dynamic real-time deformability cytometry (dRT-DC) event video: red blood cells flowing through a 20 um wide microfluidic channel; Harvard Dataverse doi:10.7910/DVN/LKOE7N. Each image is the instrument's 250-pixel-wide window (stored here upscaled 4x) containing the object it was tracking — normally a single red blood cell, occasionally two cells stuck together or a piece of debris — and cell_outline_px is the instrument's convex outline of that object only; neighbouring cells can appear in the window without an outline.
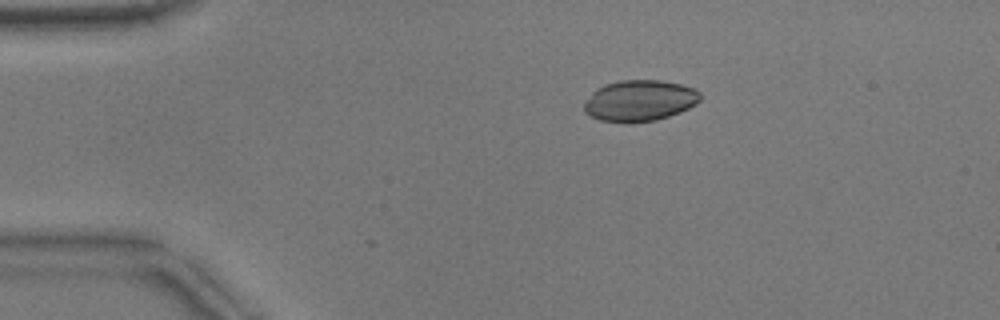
{"species": "common noctule bat (a hibernating species)", "species_latin": "Nyctalus noctula", "temperature_condition": "warm", "stored_images_in_passage": 35, "camera_frame_rate_fps": 3000, "um_per_image_px": 0.085, "animal": {"sex": "male", "body_mass_g": 17.9}, "frame": {"image": 1, "passage_image": 1, "time_ms": 0.0, "image_size_px": [1000, 320], "cell_outline_px": [[700, 100], [696, 104], [680, 112], [656, 120], [628, 124], [600, 120], [584, 112], [584, 104], [592, 92], [596, 88], [604, 84], [620, 80], [660, 80], [680, 84], [692, 88], [700, 92]], "centroid_in_image_um": [54.35, 8.56], "position_along_channel_um": 30.7, "area_um2": 27.98}}
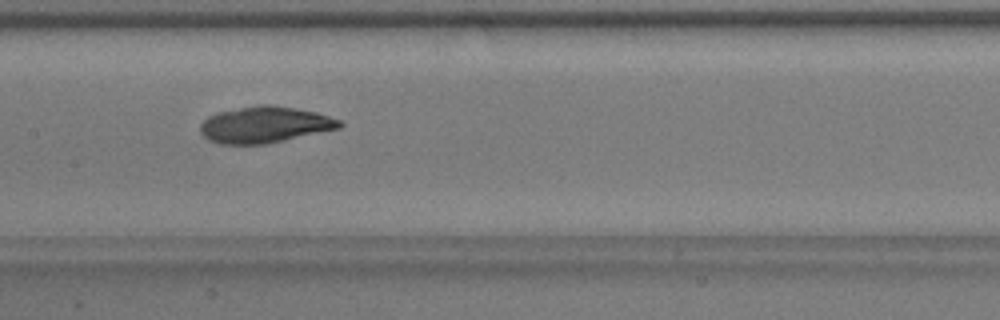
{"frame": {"image": 2, "passage_image": 17, "time_ms": 5.333, "image_size_px": [1000, 320], "cell_outline_px": [[344, 124], [340, 128], [284, 140], [264, 144], [220, 144], [208, 140], [200, 132], [200, 124], [208, 116], [220, 112], [260, 104], [268, 104], [296, 108], [316, 112], [340, 120]], "centroid_in_image_um": [22.5, 10.6], "position_along_channel_um": 184.9, "area_um2": 29.3}}
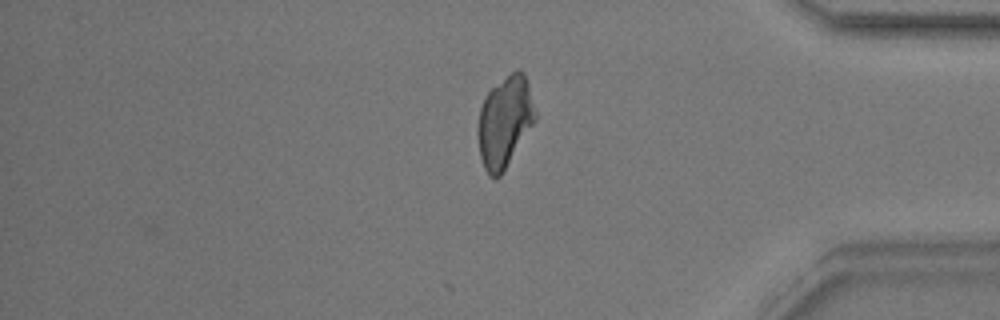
{"frame": {"image": 3, "passage_image": 35, "time_ms": 11.333, "image_size_px": [1000, 320], "cell_outline_px": [[536, 120], [504, 172], [500, 176], [488, 176], [484, 168], [480, 156], [480, 108], [484, 96], [492, 88], [516, 68], [524, 72], [528, 84], [536, 112]], "centroid_in_image_um": [42.94, 10.34], "position_along_channel_um": 392.3, "area_um2": 29.94}, "authors_computed_cell_mechanics": {"area_um2": 29.3046, "velocity_mm_per_s": 3.8469, "shape_relaxation_time_tau1_ms": 4.1355, "shape_relaxation_time_tau2_ms": 1.3826, "deformation_change_tau1": 0.0901, "deformation_change_tau2": 0.0546}}